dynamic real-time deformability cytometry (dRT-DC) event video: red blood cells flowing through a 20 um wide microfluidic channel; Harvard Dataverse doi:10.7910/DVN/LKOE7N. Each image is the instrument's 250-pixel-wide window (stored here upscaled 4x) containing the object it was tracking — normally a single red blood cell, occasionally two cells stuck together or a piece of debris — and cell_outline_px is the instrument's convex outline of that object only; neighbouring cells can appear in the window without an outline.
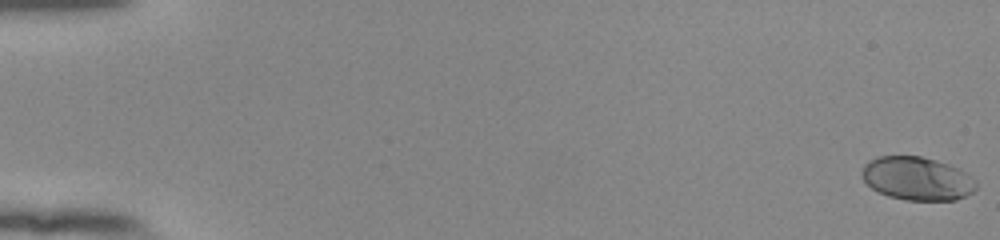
{"species": "human", "species_latin": "Homo sapiens", "temperature_condition": "room temperature", "stored_images_in_passage": 55, "camera_frame_rate_fps": 3000, "um_per_image_px": 0.085, "donor": {"sex": "female"}, "frame": {"image": 1, "passage_image": 1, "time_ms": 0.0, "image_size_px": [1000, 240], "cell_outline_px": [[976, 188], [972, 192], [956, 200], [904, 200], [888, 196], [876, 192], [864, 180], [860, 172], [864, 164], [868, 160], [880, 156], [920, 156], [936, 160], [948, 164], [964, 172], [976, 180]], "centroid_in_image_um": [77.91, 15.18], "position_along_channel_um": 7.1, "area_um2": 28.9}}
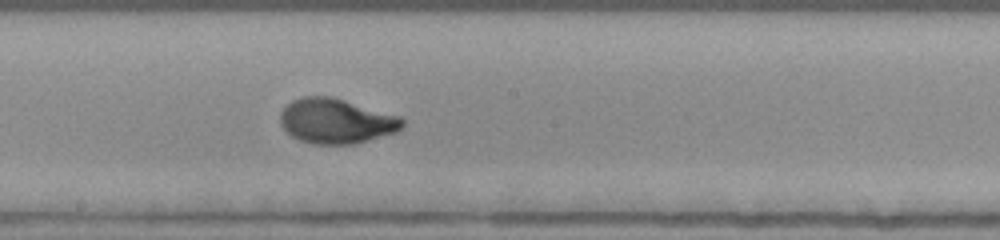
{"frame": {"image": 2, "passage_image": 32, "time_ms": 10.333, "image_size_px": [1000, 240], "cell_outline_px": [[404, 124], [396, 132], [356, 144], [316, 144], [300, 140], [292, 136], [280, 124], [280, 112], [292, 100], [304, 96], [332, 96], [400, 116], [404, 120]], "centroid_in_image_um": [28.58, 10.28], "position_along_channel_um": 219.6, "area_um2": 31.96}}
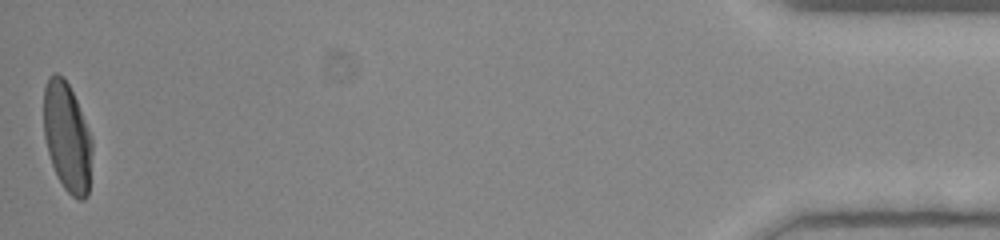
{"frame": {"image": 3, "passage_image": 55, "time_ms": 18.0, "image_size_px": [1000, 240], "cell_outline_px": [[92, 152], [88, 196], [84, 200], [80, 200], [72, 196], [64, 188], [52, 164], [48, 152], [44, 136], [44, 88], [48, 76], [52, 72], [56, 72], [64, 76], [76, 100], [92, 140]], "centroid_in_image_um": [5.7, 11.63], "position_along_channel_um": 429.5, "area_um2": 30.69}, "authors_computed_cell_mechanics": {"area_um2": 30.345, "velocity_mm_per_s": 3.8776, "shape_relaxation_time_tau1_ms": 3.4256, "shape_relaxation_time_tau2_ms": null, "deformation_change_tau1": 0.2038, "deformation_change_tau2": null}}